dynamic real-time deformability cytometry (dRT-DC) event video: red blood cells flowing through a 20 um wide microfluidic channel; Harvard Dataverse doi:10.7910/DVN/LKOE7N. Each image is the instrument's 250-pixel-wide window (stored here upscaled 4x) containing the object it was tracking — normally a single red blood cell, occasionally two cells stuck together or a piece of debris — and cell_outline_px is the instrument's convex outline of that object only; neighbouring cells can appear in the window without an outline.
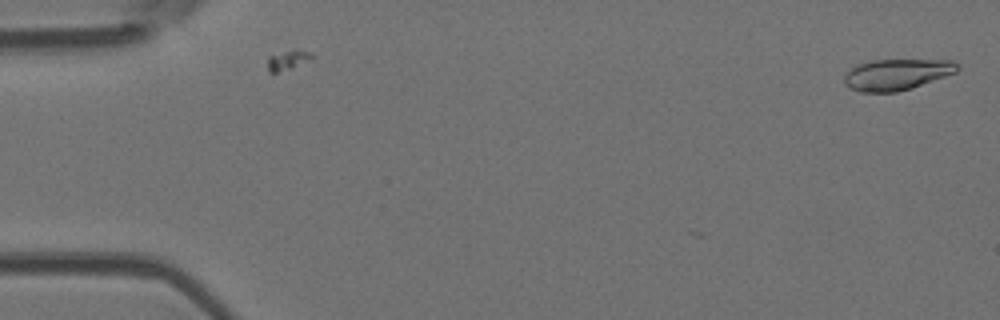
{"species": "Egyptian fruit bat (a non-hibernating species)", "species_latin": "Rousettus aegyptiacus", "temperature_condition": "room temperature", "stored_images_in_passage": 3, "camera_frame_rate_fps": 3000, "um_per_image_px": 0.085, "animal": {"sex": "female"}, "frame": {"image": 1, "passage_image": 1, "time_ms": 0.0, "image_size_px": [1000, 320], "cell_outline_px": [[960, 68], [956, 72], [912, 88], [896, 92], [860, 92], [844, 84], [844, 76], [856, 64], [872, 60], [952, 60]], "centroid_in_image_um": [76.21, 6.33], "position_along_channel_um": 8.8, "area_um2": 20.35}}